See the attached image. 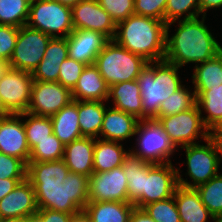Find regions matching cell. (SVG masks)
I'll return each mask as SVG.
<instances>
[{
	"label": "cell",
	"instance_id": "obj_12",
	"mask_svg": "<svg viewBox=\"0 0 222 222\" xmlns=\"http://www.w3.org/2000/svg\"><path fill=\"white\" fill-rule=\"evenodd\" d=\"M32 73L11 68L0 79V97L10 114L26 113L31 102Z\"/></svg>",
	"mask_w": 222,
	"mask_h": 222
},
{
	"label": "cell",
	"instance_id": "obj_39",
	"mask_svg": "<svg viewBox=\"0 0 222 222\" xmlns=\"http://www.w3.org/2000/svg\"><path fill=\"white\" fill-rule=\"evenodd\" d=\"M142 209L155 222H181L174 196L166 200L147 204Z\"/></svg>",
	"mask_w": 222,
	"mask_h": 222
},
{
	"label": "cell",
	"instance_id": "obj_34",
	"mask_svg": "<svg viewBox=\"0 0 222 222\" xmlns=\"http://www.w3.org/2000/svg\"><path fill=\"white\" fill-rule=\"evenodd\" d=\"M30 1L0 0V25L22 27L29 16Z\"/></svg>",
	"mask_w": 222,
	"mask_h": 222
},
{
	"label": "cell",
	"instance_id": "obj_19",
	"mask_svg": "<svg viewBox=\"0 0 222 222\" xmlns=\"http://www.w3.org/2000/svg\"><path fill=\"white\" fill-rule=\"evenodd\" d=\"M68 57L67 38H51L42 61L32 73L33 81L58 82L60 65Z\"/></svg>",
	"mask_w": 222,
	"mask_h": 222
},
{
	"label": "cell",
	"instance_id": "obj_51",
	"mask_svg": "<svg viewBox=\"0 0 222 222\" xmlns=\"http://www.w3.org/2000/svg\"><path fill=\"white\" fill-rule=\"evenodd\" d=\"M211 136L217 143L222 144V123L211 132Z\"/></svg>",
	"mask_w": 222,
	"mask_h": 222
},
{
	"label": "cell",
	"instance_id": "obj_16",
	"mask_svg": "<svg viewBox=\"0 0 222 222\" xmlns=\"http://www.w3.org/2000/svg\"><path fill=\"white\" fill-rule=\"evenodd\" d=\"M20 117V114H10L0 118V152L28 164L31 150Z\"/></svg>",
	"mask_w": 222,
	"mask_h": 222
},
{
	"label": "cell",
	"instance_id": "obj_13",
	"mask_svg": "<svg viewBox=\"0 0 222 222\" xmlns=\"http://www.w3.org/2000/svg\"><path fill=\"white\" fill-rule=\"evenodd\" d=\"M71 101V91L59 82L33 81L27 113L51 117Z\"/></svg>",
	"mask_w": 222,
	"mask_h": 222
},
{
	"label": "cell",
	"instance_id": "obj_46",
	"mask_svg": "<svg viewBox=\"0 0 222 222\" xmlns=\"http://www.w3.org/2000/svg\"><path fill=\"white\" fill-rule=\"evenodd\" d=\"M27 178H7L0 179V200L4 198L9 192L14 190L16 186Z\"/></svg>",
	"mask_w": 222,
	"mask_h": 222
},
{
	"label": "cell",
	"instance_id": "obj_43",
	"mask_svg": "<svg viewBox=\"0 0 222 222\" xmlns=\"http://www.w3.org/2000/svg\"><path fill=\"white\" fill-rule=\"evenodd\" d=\"M167 0H134V14L165 21Z\"/></svg>",
	"mask_w": 222,
	"mask_h": 222
},
{
	"label": "cell",
	"instance_id": "obj_45",
	"mask_svg": "<svg viewBox=\"0 0 222 222\" xmlns=\"http://www.w3.org/2000/svg\"><path fill=\"white\" fill-rule=\"evenodd\" d=\"M72 215L74 214L42 208H38L35 214L41 222H70Z\"/></svg>",
	"mask_w": 222,
	"mask_h": 222
},
{
	"label": "cell",
	"instance_id": "obj_54",
	"mask_svg": "<svg viewBox=\"0 0 222 222\" xmlns=\"http://www.w3.org/2000/svg\"><path fill=\"white\" fill-rule=\"evenodd\" d=\"M10 115V113L6 110L4 104L2 103L1 97H0V118Z\"/></svg>",
	"mask_w": 222,
	"mask_h": 222
},
{
	"label": "cell",
	"instance_id": "obj_26",
	"mask_svg": "<svg viewBox=\"0 0 222 222\" xmlns=\"http://www.w3.org/2000/svg\"><path fill=\"white\" fill-rule=\"evenodd\" d=\"M53 125L54 135L67 145L72 141L82 138L79 126V115L77 110V101H71L59 112L50 117Z\"/></svg>",
	"mask_w": 222,
	"mask_h": 222
},
{
	"label": "cell",
	"instance_id": "obj_7",
	"mask_svg": "<svg viewBox=\"0 0 222 222\" xmlns=\"http://www.w3.org/2000/svg\"><path fill=\"white\" fill-rule=\"evenodd\" d=\"M26 25L52 38H67L74 31L71 8L56 0L30 2Z\"/></svg>",
	"mask_w": 222,
	"mask_h": 222
},
{
	"label": "cell",
	"instance_id": "obj_14",
	"mask_svg": "<svg viewBox=\"0 0 222 222\" xmlns=\"http://www.w3.org/2000/svg\"><path fill=\"white\" fill-rule=\"evenodd\" d=\"M127 180L122 166L89 177L88 202H129Z\"/></svg>",
	"mask_w": 222,
	"mask_h": 222
},
{
	"label": "cell",
	"instance_id": "obj_8",
	"mask_svg": "<svg viewBox=\"0 0 222 222\" xmlns=\"http://www.w3.org/2000/svg\"><path fill=\"white\" fill-rule=\"evenodd\" d=\"M135 135L139 136L136 138L138 149L130 150L133 155L153 164L171 162L169 157L176 151V147L158 121L140 120Z\"/></svg>",
	"mask_w": 222,
	"mask_h": 222
},
{
	"label": "cell",
	"instance_id": "obj_10",
	"mask_svg": "<svg viewBox=\"0 0 222 222\" xmlns=\"http://www.w3.org/2000/svg\"><path fill=\"white\" fill-rule=\"evenodd\" d=\"M52 37L40 30L23 25L10 58L11 68L33 73L44 57Z\"/></svg>",
	"mask_w": 222,
	"mask_h": 222
},
{
	"label": "cell",
	"instance_id": "obj_24",
	"mask_svg": "<svg viewBox=\"0 0 222 222\" xmlns=\"http://www.w3.org/2000/svg\"><path fill=\"white\" fill-rule=\"evenodd\" d=\"M113 107L143 120L142 98L137 80L116 83L109 87L108 101Z\"/></svg>",
	"mask_w": 222,
	"mask_h": 222
},
{
	"label": "cell",
	"instance_id": "obj_56",
	"mask_svg": "<svg viewBox=\"0 0 222 222\" xmlns=\"http://www.w3.org/2000/svg\"><path fill=\"white\" fill-rule=\"evenodd\" d=\"M214 222H222V215H219L217 217H214Z\"/></svg>",
	"mask_w": 222,
	"mask_h": 222
},
{
	"label": "cell",
	"instance_id": "obj_55",
	"mask_svg": "<svg viewBox=\"0 0 222 222\" xmlns=\"http://www.w3.org/2000/svg\"><path fill=\"white\" fill-rule=\"evenodd\" d=\"M26 222H41L35 215L26 219Z\"/></svg>",
	"mask_w": 222,
	"mask_h": 222
},
{
	"label": "cell",
	"instance_id": "obj_6",
	"mask_svg": "<svg viewBox=\"0 0 222 222\" xmlns=\"http://www.w3.org/2000/svg\"><path fill=\"white\" fill-rule=\"evenodd\" d=\"M205 142L207 144L186 145L181 147L185 149L187 173L192 183L186 178H182L179 168H177V182L179 186L185 188H196L207 183L211 178L218 175L219 167L222 162V147L217 141L209 136Z\"/></svg>",
	"mask_w": 222,
	"mask_h": 222
},
{
	"label": "cell",
	"instance_id": "obj_33",
	"mask_svg": "<svg viewBox=\"0 0 222 222\" xmlns=\"http://www.w3.org/2000/svg\"><path fill=\"white\" fill-rule=\"evenodd\" d=\"M20 116L29 118L23 120V124L30 150H32L39 141H43L53 134V125L50 117L36 116L27 112L21 113Z\"/></svg>",
	"mask_w": 222,
	"mask_h": 222
},
{
	"label": "cell",
	"instance_id": "obj_15",
	"mask_svg": "<svg viewBox=\"0 0 222 222\" xmlns=\"http://www.w3.org/2000/svg\"><path fill=\"white\" fill-rule=\"evenodd\" d=\"M74 30H92L113 40L117 24L97 0H81L71 8Z\"/></svg>",
	"mask_w": 222,
	"mask_h": 222
},
{
	"label": "cell",
	"instance_id": "obj_9",
	"mask_svg": "<svg viewBox=\"0 0 222 222\" xmlns=\"http://www.w3.org/2000/svg\"><path fill=\"white\" fill-rule=\"evenodd\" d=\"M202 112L197 103L190 109L175 115L158 117L156 121L163 127L165 134L174 146L183 147L196 144L198 137L204 141L211 136V132L205 127Z\"/></svg>",
	"mask_w": 222,
	"mask_h": 222
},
{
	"label": "cell",
	"instance_id": "obj_17",
	"mask_svg": "<svg viewBox=\"0 0 222 222\" xmlns=\"http://www.w3.org/2000/svg\"><path fill=\"white\" fill-rule=\"evenodd\" d=\"M38 211L34 188L25 179L0 200V218H29Z\"/></svg>",
	"mask_w": 222,
	"mask_h": 222
},
{
	"label": "cell",
	"instance_id": "obj_50",
	"mask_svg": "<svg viewBox=\"0 0 222 222\" xmlns=\"http://www.w3.org/2000/svg\"><path fill=\"white\" fill-rule=\"evenodd\" d=\"M11 69L10 61L0 59V79Z\"/></svg>",
	"mask_w": 222,
	"mask_h": 222
},
{
	"label": "cell",
	"instance_id": "obj_27",
	"mask_svg": "<svg viewBox=\"0 0 222 222\" xmlns=\"http://www.w3.org/2000/svg\"><path fill=\"white\" fill-rule=\"evenodd\" d=\"M134 208L130 202H88L83 211L91 222H129Z\"/></svg>",
	"mask_w": 222,
	"mask_h": 222
},
{
	"label": "cell",
	"instance_id": "obj_47",
	"mask_svg": "<svg viewBox=\"0 0 222 222\" xmlns=\"http://www.w3.org/2000/svg\"><path fill=\"white\" fill-rule=\"evenodd\" d=\"M129 222H155L143 209L134 208Z\"/></svg>",
	"mask_w": 222,
	"mask_h": 222
},
{
	"label": "cell",
	"instance_id": "obj_40",
	"mask_svg": "<svg viewBox=\"0 0 222 222\" xmlns=\"http://www.w3.org/2000/svg\"><path fill=\"white\" fill-rule=\"evenodd\" d=\"M85 67L86 64L68 57L60 65L58 82L72 91Z\"/></svg>",
	"mask_w": 222,
	"mask_h": 222
},
{
	"label": "cell",
	"instance_id": "obj_11",
	"mask_svg": "<svg viewBox=\"0 0 222 222\" xmlns=\"http://www.w3.org/2000/svg\"><path fill=\"white\" fill-rule=\"evenodd\" d=\"M177 186V168H174L171 162L154 164L143 175V195L134 206L142 209L152 202L169 199Z\"/></svg>",
	"mask_w": 222,
	"mask_h": 222
},
{
	"label": "cell",
	"instance_id": "obj_49",
	"mask_svg": "<svg viewBox=\"0 0 222 222\" xmlns=\"http://www.w3.org/2000/svg\"><path fill=\"white\" fill-rule=\"evenodd\" d=\"M70 222H91L89 217L85 214L84 211H81L77 214L71 216Z\"/></svg>",
	"mask_w": 222,
	"mask_h": 222
},
{
	"label": "cell",
	"instance_id": "obj_3",
	"mask_svg": "<svg viewBox=\"0 0 222 222\" xmlns=\"http://www.w3.org/2000/svg\"><path fill=\"white\" fill-rule=\"evenodd\" d=\"M179 67L165 60L148 62L137 77L142 98L143 120H156L161 104L180 89Z\"/></svg>",
	"mask_w": 222,
	"mask_h": 222
},
{
	"label": "cell",
	"instance_id": "obj_5",
	"mask_svg": "<svg viewBox=\"0 0 222 222\" xmlns=\"http://www.w3.org/2000/svg\"><path fill=\"white\" fill-rule=\"evenodd\" d=\"M147 63L143 57L109 40L97 55L94 65L110 87L116 83L136 80Z\"/></svg>",
	"mask_w": 222,
	"mask_h": 222
},
{
	"label": "cell",
	"instance_id": "obj_48",
	"mask_svg": "<svg viewBox=\"0 0 222 222\" xmlns=\"http://www.w3.org/2000/svg\"><path fill=\"white\" fill-rule=\"evenodd\" d=\"M200 13L206 16L209 9L222 8V0H199Z\"/></svg>",
	"mask_w": 222,
	"mask_h": 222
},
{
	"label": "cell",
	"instance_id": "obj_1",
	"mask_svg": "<svg viewBox=\"0 0 222 222\" xmlns=\"http://www.w3.org/2000/svg\"><path fill=\"white\" fill-rule=\"evenodd\" d=\"M198 18L179 19L177 31L171 37L166 28L165 61L181 68L189 63H203L222 51L221 44L205 25L206 16Z\"/></svg>",
	"mask_w": 222,
	"mask_h": 222
},
{
	"label": "cell",
	"instance_id": "obj_18",
	"mask_svg": "<svg viewBox=\"0 0 222 222\" xmlns=\"http://www.w3.org/2000/svg\"><path fill=\"white\" fill-rule=\"evenodd\" d=\"M108 41L106 36L97 31L74 30L67 37L69 58L92 65Z\"/></svg>",
	"mask_w": 222,
	"mask_h": 222
},
{
	"label": "cell",
	"instance_id": "obj_38",
	"mask_svg": "<svg viewBox=\"0 0 222 222\" xmlns=\"http://www.w3.org/2000/svg\"><path fill=\"white\" fill-rule=\"evenodd\" d=\"M184 14L183 19L194 18L201 15L199 0H167L165 9L166 28H170L171 25L181 19V16Z\"/></svg>",
	"mask_w": 222,
	"mask_h": 222
},
{
	"label": "cell",
	"instance_id": "obj_52",
	"mask_svg": "<svg viewBox=\"0 0 222 222\" xmlns=\"http://www.w3.org/2000/svg\"><path fill=\"white\" fill-rule=\"evenodd\" d=\"M56 1L60 2L61 4L65 6L72 8L81 0H56Z\"/></svg>",
	"mask_w": 222,
	"mask_h": 222
},
{
	"label": "cell",
	"instance_id": "obj_2",
	"mask_svg": "<svg viewBox=\"0 0 222 222\" xmlns=\"http://www.w3.org/2000/svg\"><path fill=\"white\" fill-rule=\"evenodd\" d=\"M166 23L152 17L133 14L117 23L113 40L148 62L165 58Z\"/></svg>",
	"mask_w": 222,
	"mask_h": 222
},
{
	"label": "cell",
	"instance_id": "obj_31",
	"mask_svg": "<svg viewBox=\"0 0 222 222\" xmlns=\"http://www.w3.org/2000/svg\"><path fill=\"white\" fill-rule=\"evenodd\" d=\"M131 152L125 157L122 166L127 180L129 202L134 204L143 195V175L153 166Z\"/></svg>",
	"mask_w": 222,
	"mask_h": 222
},
{
	"label": "cell",
	"instance_id": "obj_41",
	"mask_svg": "<svg viewBox=\"0 0 222 222\" xmlns=\"http://www.w3.org/2000/svg\"><path fill=\"white\" fill-rule=\"evenodd\" d=\"M117 24L134 14V0H97Z\"/></svg>",
	"mask_w": 222,
	"mask_h": 222
},
{
	"label": "cell",
	"instance_id": "obj_21",
	"mask_svg": "<svg viewBox=\"0 0 222 222\" xmlns=\"http://www.w3.org/2000/svg\"><path fill=\"white\" fill-rule=\"evenodd\" d=\"M109 86L98 68L86 65L74 89L71 91L75 101H108Z\"/></svg>",
	"mask_w": 222,
	"mask_h": 222
},
{
	"label": "cell",
	"instance_id": "obj_20",
	"mask_svg": "<svg viewBox=\"0 0 222 222\" xmlns=\"http://www.w3.org/2000/svg\"><path fill=\"white\" fill-rule=\"evenodd\" d=\"M140 120L134 115L114 107L105 110L100 136L101 139L120 142L135 136Z\"/></svg>",
	"mask_w": 222,
	"mask_h": 222
},
{
	"label": "cell",
	"instance_id": "obj_35",
	"mask_svg": "<svg viewBox=\"0 0 222 222\" xmlns=\"http://www.w3.org/2000/svg\"><path fill=\"white\" fill-rule=\"evenodd\" d=\"M195 189L199 193L201 202L214 217L222 215V174L219 173Z\"/></svg>",
	"mask_w": 222,
	"mask_h": 222
},
{
	"label": "cell",
	"instance_id": "obj_22",
	"mask_svg": "<svg viewBox=\"0 0 222 222\" xmlns=\"http://www.w3.org/2000/svg\"><path fill=\"white\" fill-rule=\"evenodd\" d=\"M95 138L82 137L65 145L63 160L70 172L90 177L94 172Z\"/></svg>",
	"mask_w": 222,
	"mask_h": 222
},
{
	"label": "cell",
	"instance_id": "obj_29",
	"mask_svg": "<svg viewBox=\"0 0 222 222\" xmlns=\"http://www.w3.org/2000/svg\"><path fill=\"white\" fill-rule=\"evenodd\" d=\"M200 111L208 115H201L205 127L212 132L222 123V85L211 90H194ZM202 109V110H201Z\"/></svg>",
	"mask_w": 222,
	"mask_h": 222
},
{
	"label": "cell",
	"instance_id": "obj_23",
	"mask_svg": "<svg viewBox=\"0 0 222 222\" xmlns=\"http://www.w3.org/2000/svg\"><path fill=\"white\" fill-rule=\"evenodd\" d=\"M173 196L181 222H208L209 218L214 220V216L201 202L195 188H185L178 185Z\"/></svg>",
	"mask_w": 222,
	"mask_h": 222
},
{
	"label": "cell",
	"instance_id": "obj_53",
	"mask_svg": "<svg viewBox=\"0 0 222 222\" xmlns=\"http://www.w3.org/2000/svg\"><path fill=\"white\" fill-rule=\"evenodd\" d=\"M0 222H26L25 218H0Z\"/></svg>",
	"mask_w": 222,
	"mask_h": 222
},
{
	"label": "cell",
	"instance_id": "obj_25",
	"mask_svg": "<svg viewBox=\"0 0 222 222\" xmlns=\"http://www.w3.org/2000/svg\"><path fill=\"white\" fill-rule=\"evenodd\" d=\"M69 172L63 159L49 162H28L27 164V180L32 186L61 184Z\"/></svg>",
	"mask_w": 222,
	"mask_h": 222
},
{
	"label": "cell",
	"instance_id": "obj_44",
	"mask_svg": "<svg viewBox=\"0 0 222 222\" xmlns=\"http://www.w3.org/2000/svg\"><path fill=\"white\" fill-rule=\"evenodd\" d=\"M19 27L0 25V59L10 61L17 42Z\"/></svg>",
	"mask_w": 222,
	"mask_h": 222
},
{
	"label": "cell",
	"instance_id": "obj_30",
	"mask_svg": "<svg viewBox=\"0 0 222 222\" xmlns=\"http://www.w3.org/2000/svg\"><path fill=\"white\" fill-rule=\"evenodd\" d=\"M105 106L104 101H77L78 123L83 137L100 138Z\"/></svg>",
	"mask_w": 222,
	"mask_h": 222
},
{
	"label": "cell",
	"instance_id": "obj_42",
	"mask_svg": "<svg viewBox=\"0 0 222 222\" xmlns=\"http://www.w3.org/2000/svg\"><path fill=\"white\" fill-rule=\"evenodd\" d=\"M27 178V164L14 156L0 152V179Z\"/></svg>",
	"mask_w": 222,
	"mask_h": 222
},
{
	"label": "cell",
	"instance_id": "obj_36",
	"mask_svg": "<svg viewBox=\"0 0 222 222\" xmlns=\"http://www.w3.org/2000/svg\"><path fill=\"white\" fill-rule=\"evenodd\" d=\"M187 89L183 85L168 97L160 106L159 117L175 115L192 108L197 103V99L195 92L191 93Z\"/></svg>",
	"mask_w": 222,
	"mask_h": 222
},
{
	"label": "cell",
	"instance_id": "obj_4",
	"mask_svg": "<svg viewBox=\"0 0 222 222\" xmlns=\"http://www.w3.org/2000/svg\"><path fill=\"white\" fill-rule=\"evenodd\" d=\"M38 208L77 214L88 203L89 177L69 172L63 183L52 186H32Z\"/></svg>",
	"mask_w": 222,
	"mask_h": 222
},
{
	"label": "cell",
	"instance_id": "obj_32",
	"mask_svg": "<svg viewBox=\"0 0 222 222\" xmlns=\"http://www.w3.org/2000/svg\"><path fill=\"white\" fill-rule=\"evenodd\" d=\"M194 69V90H211L222 85V51L215 57L195 65Z\"/></svg>",
	"mask_w": 222,
	"mask_h": 222
},
{
	"label": "cell",
	"instance_id": "obj_28",
	"mask_svg": "<svg viewBox=\"0 0 222 222\" xmlns=\"http://www.w3.org/2000/svg\"><path fill=\"white\" fill-rule=\"evenodd\" d=\"M120 142L95 138L93 168L94 172H106L120 167L129 154Z\"/></svg>",
	"mask_w": 222,
	"mask_h": 222
},
{
	"label": "cell",
	"instance_id": "obj_37",
	"mask_svg": "<svg viewBox=\"0 0 222 222\" xmlns=\"http://www.w3.org/2000/svg\"><path fill=\"white\" fill-rule=\"evenodd\" d=\"M65 145L53 134L39 141L31 150L29 162H49L63 159Z\"/></svg>",
	"mask_w": 222,
	"mask_h": 222
}]
</instances>
